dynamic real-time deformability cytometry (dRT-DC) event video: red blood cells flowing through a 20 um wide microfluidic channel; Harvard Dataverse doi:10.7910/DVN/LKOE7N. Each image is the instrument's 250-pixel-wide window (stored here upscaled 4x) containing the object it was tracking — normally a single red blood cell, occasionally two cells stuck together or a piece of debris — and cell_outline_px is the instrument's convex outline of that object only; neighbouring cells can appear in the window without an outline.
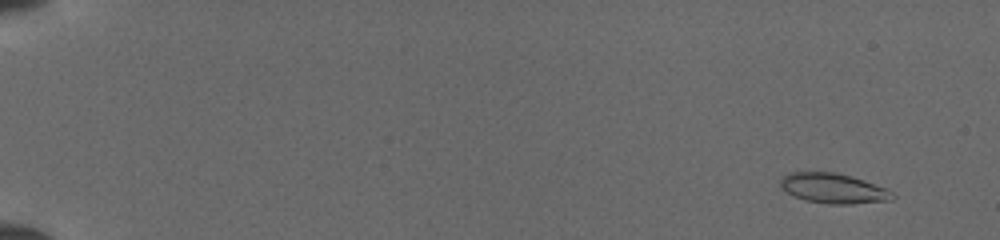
{"species": "common noctule bat (a hibernating species)", "species_latin": "Nyctalus noctula", "temperature_condition": "cold", "stored_images_in_passage": 16, "camera_frame_rate_fps": 3000, "um_per_image_px": 0.085, "animal": {"sex": "female", "body_mass_g": 19.5, "forearm_length_mm": 54.1}, "frame": {"image": 1, "passage_image": 1, "time_ms": 0.0, "image_size_px": [1000, 240], "cell_outline_px": [[896, 196], [892, 200], [852, 204], [828, 204], [804, 200], [792, 196], [780, 188], [780, 180], [788, 172], [836, 172], [864, 180], [884, 188], [892, 192]], "centroid_in_image_um": [70.79, 16.02], "position_along_channel_um": 14.2, "area_um2": 19.71}}
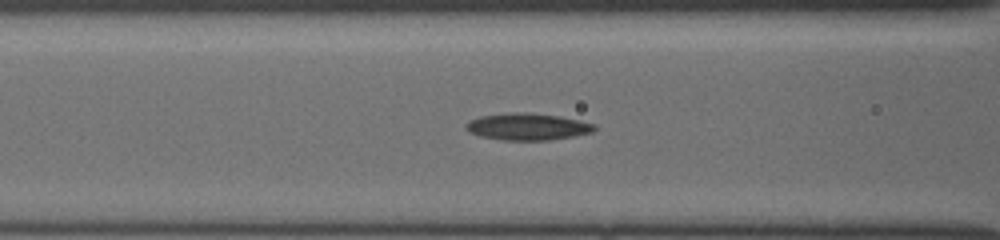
{"frame": {"image": 2, "passage_image": 12, "time_ms": 6.667, "image_size_px": [1000, 240], "cell_outline_px": [[596, 128], [592, 132], [576, 136], [552, 140], [500, 140], [480, 136], [468, 132], [464, 128], [468, 120], [480, 116], [516, 112], [560, 116], [580, 120], [596, 124]], "centroid_in_image_um": [44.84, 10.78], "position_along_channel_um": 121.8, "area_um2": 20.23}}
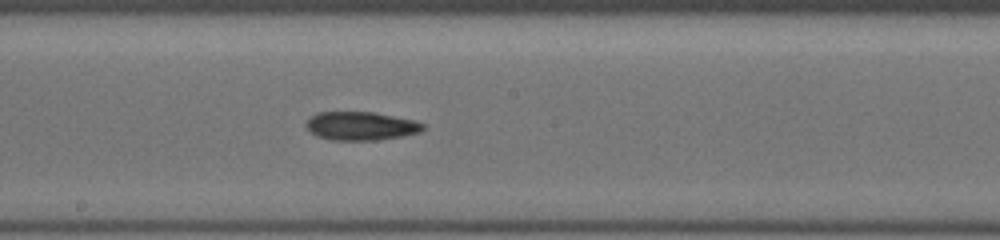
{"frame": {"image": 3, "passage_image": 16, "time_ms": 9.0, "image_size_px": [1000, 240], "cell_outline_px": [[424, 128], [420, 132], [404, 136], [380, 140], [328, 140], [316, 136], [304, 124], [312, 116], [320, 112], [372, 112], [416, 120], [424, 124]], "centroid_in_image_um": [30.7, 10.72], "position_along_channel_um": 217.5, "area_um2": 19.48}}